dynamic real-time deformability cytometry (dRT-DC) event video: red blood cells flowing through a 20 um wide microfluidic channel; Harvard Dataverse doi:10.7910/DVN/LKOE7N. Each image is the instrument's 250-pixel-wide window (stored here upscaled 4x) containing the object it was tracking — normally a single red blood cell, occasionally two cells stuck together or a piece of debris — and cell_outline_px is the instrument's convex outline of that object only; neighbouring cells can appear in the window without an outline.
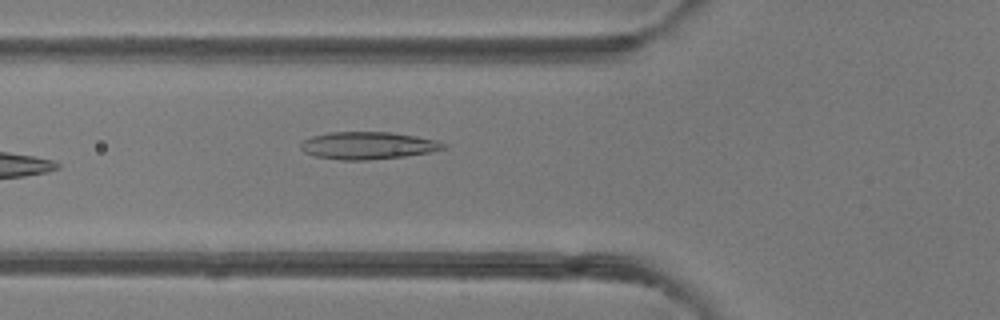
{"species": "common noctule bat (a hibernating species)", "species_latin": "Nyctalus noctula", "temperature_condition": "room temperature", "stored_images_in_passage": 5, "camera_frame_rate_fps": 3000, "um_per_image_px": 0.085, "animal": {"sex": "female"}, "frame": {"image": 1, "passage_image": 5, "time_ms": 5.667, "image_size_px": [1000, 320], "cell_outline_px": [[448, 148], [428, 152], [404, 156], [368, 160], [340, 160], [316, 156], [304, 152], [300, 148], [300, 144], [304, 140], [312, 136], [328, 132], [392, 132], [416, 136], [436, 140], [448, 144]], "centroid_in_image_um": [31.28, 12.36], "position_along_channel_um": 94.5, "area_um2": 22.83}}